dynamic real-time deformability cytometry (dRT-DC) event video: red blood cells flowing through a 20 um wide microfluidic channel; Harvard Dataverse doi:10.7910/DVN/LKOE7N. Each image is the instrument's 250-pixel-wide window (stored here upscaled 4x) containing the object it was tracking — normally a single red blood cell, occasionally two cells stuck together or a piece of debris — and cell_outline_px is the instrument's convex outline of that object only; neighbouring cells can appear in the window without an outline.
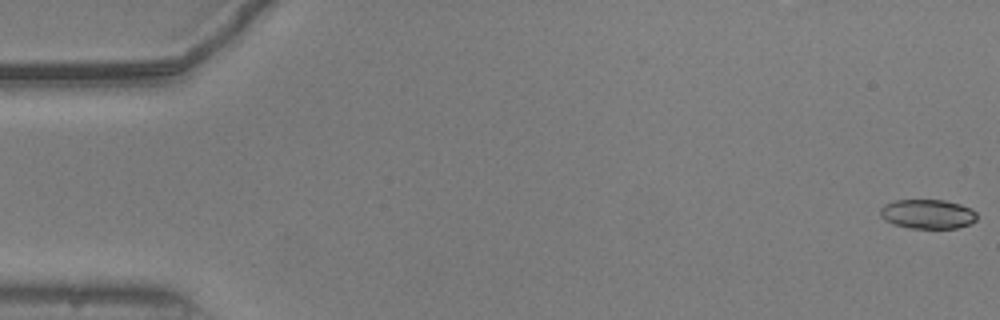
{"species": "common noctule bat (a hibernating species)", "species_latin": "Nyctalus noctula", "temperature_condition": "warm", "stored_images_in_passage": 54, "camera_frame_rate_fps": 3000, "um_per_image_px": 0.085, "animal": {"sex": "male", "body_mass_g": 20.5, "forearm_length_mm": 52.5}, "frame": {"image": 1, "passage_image": 1, "time_ms": 0.0, "image_size_px": [1000, 320], "cell_outline_px": [[976, 220], [968, 224], [956, 228], [908, 228], [892, 224], [884, 220], [880, 216], [880, 208], [884, 204], [896, 200], [944, 200], [960, 204], [972, 208], [976, 212]], "centroid_in_image_um": [78.82, 18.19], "position_along_channel_um": 6.2, "area_um2": 16.65}}
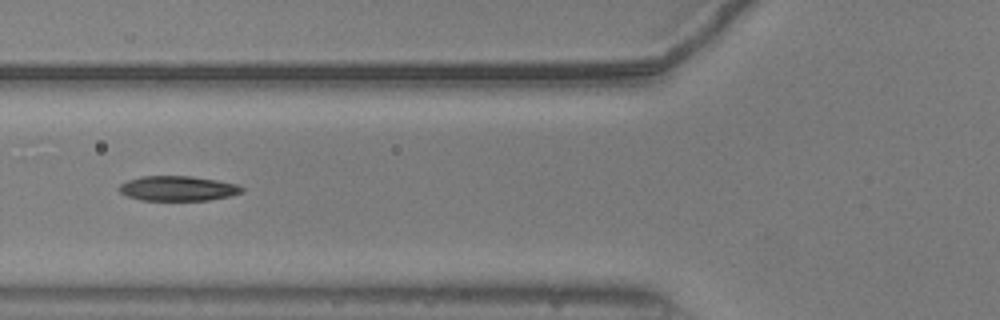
{"frame": {"image": 2, "passage_image": 21, "time_ms": 6.667, "image_size_px": [1000, 320], "cell_outline_px": [[244, 192], [228, 196], [208, 200], [140, 200], [128, 196], [120, 192], [120, 184], [128, 180], [140, 176], [192, 176], [240, 184], [244, 188]], "centroid_in_image_um": [15.15, 16.01], "position_along_channel_um": 110.7, "area_um2": 17.8}}
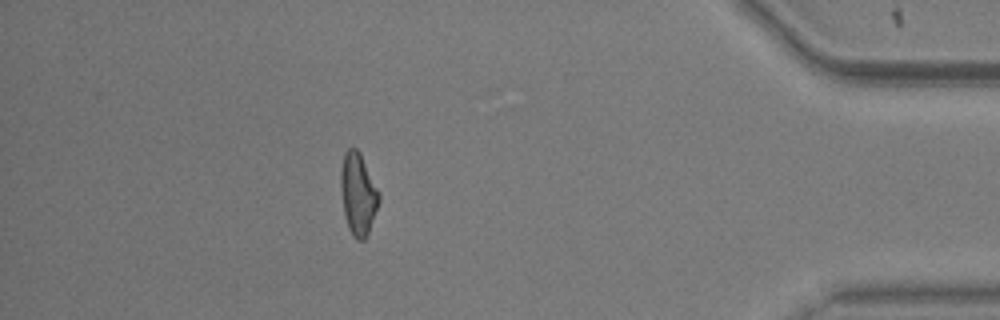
{"frame": {"image": 3, "passage_image": 48, "time_ms": 15.667, "image_size_px": [1000, 320], "cell_outline_px": [[380, 200], [368, 232], [364, 240], [356, 240], [352, 236], [348, 228], [344, 216], [340, 188], [340, 168], [344, 152], [348, 148], [356, 148], [360, 152], [380, 192]], "centroid_in_image_um": [30.42, 16.47], "position_along_channel_um": 404.8, "area_um2": 18.55}, "authors_computed_cell_mechanics": {"area_um2": 17.918, "velocity_mm_per_s": 3.7892, "shape_relaxation_time_tau1_ms": 5.2678, "shape_relaxation_time_tau2_ms": 2.4995, "deformation_change_tau1": 0.2048, "deformation_change_tau2": 0.0973}}